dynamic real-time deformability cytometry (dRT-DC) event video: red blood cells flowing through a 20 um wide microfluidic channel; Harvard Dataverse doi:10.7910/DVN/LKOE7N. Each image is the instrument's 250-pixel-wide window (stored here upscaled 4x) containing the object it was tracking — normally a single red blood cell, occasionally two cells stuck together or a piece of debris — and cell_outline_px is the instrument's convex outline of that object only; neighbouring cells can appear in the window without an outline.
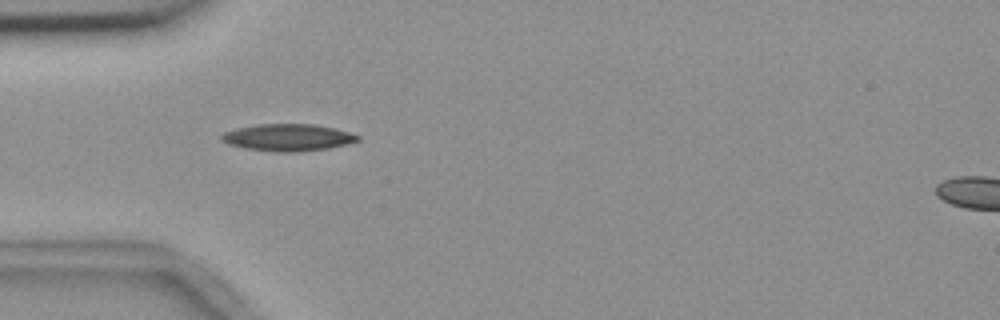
{"species": "common noctule bat (a hibernating species)", "species_latin": "Nyctalus noctula", "temperature_condition": "room temperature", "stored_images_in_passage": 2, "camera_frame_rate_fps": 3000, "um_per_image_px": 0.085, "animal": {"sex": "female", "body_mass_g": 18.4}, "frame": {"image": 1, "passage_image": 1, "time_ms": 0.0, "image_size_px": [1000, 320], "cell_outline_px": [[360, 140], [348, 144], [328, 148], [296, 152], [276, 152], [248, 148], [228, 144], [220, 140], [220, 136], [224, 132], [236, 128], [260, 124], [316, 124], [348, 132], [360, 136]], "centroid_in_image_um": [24.47, 11.68], "position_along_channel_um": 60.5, "area_um2": 21.33}}